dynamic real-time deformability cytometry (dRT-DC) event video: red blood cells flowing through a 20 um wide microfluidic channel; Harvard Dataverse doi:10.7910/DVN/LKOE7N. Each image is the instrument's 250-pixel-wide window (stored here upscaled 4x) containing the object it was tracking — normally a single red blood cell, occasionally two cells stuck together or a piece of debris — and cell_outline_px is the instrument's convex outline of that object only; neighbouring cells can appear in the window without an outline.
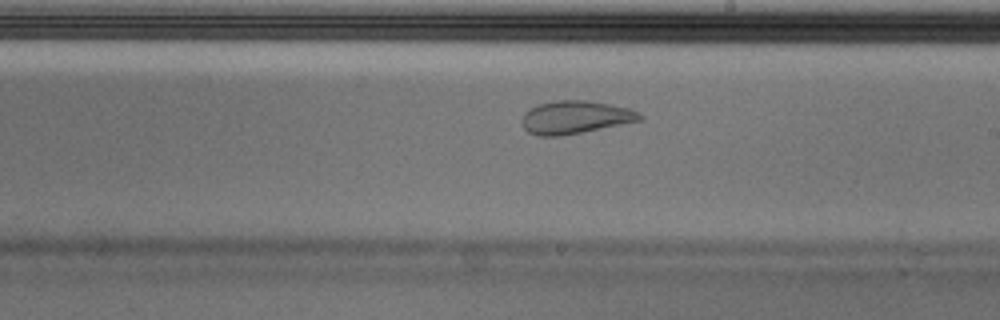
{"species": "Egyptian fruit bat (a non-hibernating species)", "species_latin": "Rousettus aegyptiacus", "temperature_condition": "cold", "stored_images_in_passage": 54, "camera_frame_rate_fps": 3000, "um_per_image_px": 0.085, "animal": {"sex": "male"}, "frame": {"image": 1, "passage_image": 31, "time_ms": 10.0, "image_size_px": [1000, 320], "cell_outline_px": [[644, 116], [640, 120], [560, 136], [536, 136], [528, 132], [520, 124], [520, 120], [524, 112], [536, 104], [556, 100], [584, 100], [612, 104], [628, 108], [640, 112]], "centroid_in_image_um": [48.83, 9.96], "position_along_channel_um": 240.2, "area_um2": 22.72}}